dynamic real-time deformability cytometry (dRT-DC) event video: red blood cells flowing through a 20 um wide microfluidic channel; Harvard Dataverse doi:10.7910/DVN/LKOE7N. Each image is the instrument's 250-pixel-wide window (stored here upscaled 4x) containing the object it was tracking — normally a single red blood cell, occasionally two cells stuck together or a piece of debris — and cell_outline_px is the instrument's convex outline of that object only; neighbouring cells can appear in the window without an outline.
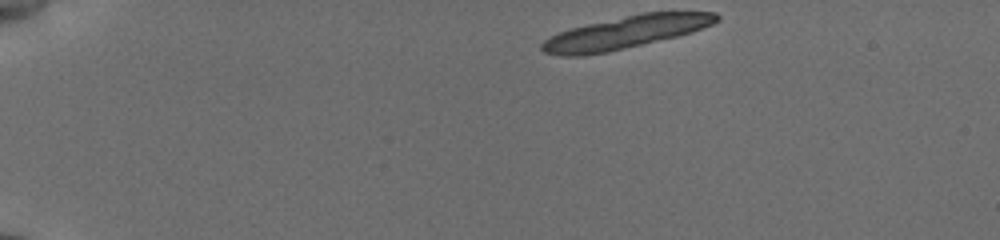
{"species": "common noctule bat (a hibernating species)", "species_latin": "Nyctalus noctula", "temperature_condition": "cold", "stored_images_in_passage": 14, "camera_frame_rate_fps": 3000, "um_per_image_px": 0.085, "animal": {"sex": "female", "body_mass_g": 19.5, "forearm_length_mm": 54.1}, "frame": {"image": 1, "passage_image": 1, "time_ms": 0.0, "image_size_px": [1000, 240], "cell_outline_px": [[720, 20], [712, 24], [692, 32], [676, 36], [608, 52], [584, 56], [560, 56], [544, 52], [540, 48], [540, 44], [544, 40], [560, 32], [572, 28], [588, 24], [644, 12], [716, 12], [720, 16]], "centroid_in_image_um": [53.18, 2.76], "position_along_channel_um": 31.8, "area_um2": 32.71}}